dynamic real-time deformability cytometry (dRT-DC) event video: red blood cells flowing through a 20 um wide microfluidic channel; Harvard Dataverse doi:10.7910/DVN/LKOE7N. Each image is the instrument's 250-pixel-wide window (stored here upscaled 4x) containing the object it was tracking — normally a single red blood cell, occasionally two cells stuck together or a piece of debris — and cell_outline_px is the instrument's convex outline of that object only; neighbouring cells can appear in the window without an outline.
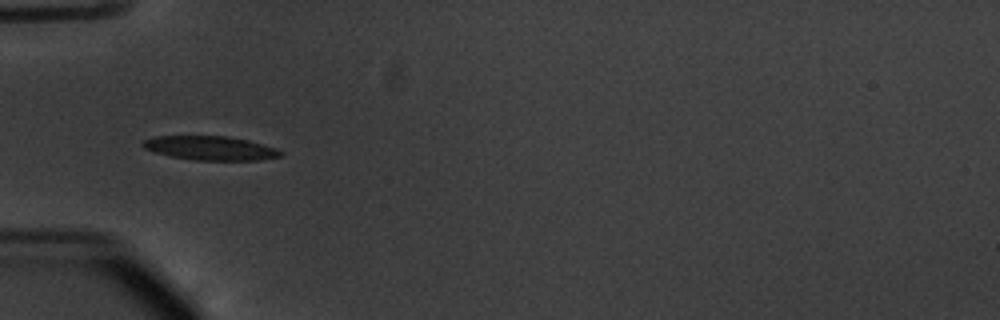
{"species": "common noctule bat (a hibernating species)", "species_latin": "Nyctalus noctula", "temperature_condition": "warm", "stored_images_in_passage": 38, "camera_frame_rate_fps": 3000, "um_per_image_px": 0.085, "animal": {"sex": "male", "body_mass_g": 20.1, "forearm_length_mm": 53.5}, "frame": {"image": 1, "passage_image": 2, "time_ms": 0.333, "image_size_px": [1000, 320], "cell_outline_px": [[284, 156], [260, 160], [196, 160], [168, 156], [144, 148], [140, 144], [144, 140], [156, 136], [228, 136], [248, 140], [264, 144], [276, 148], [284, 152]], "centroid_in_image_um": [17.93, 12.59], "position_along_channel_um": 67.1, "area_um2": 19.42}}
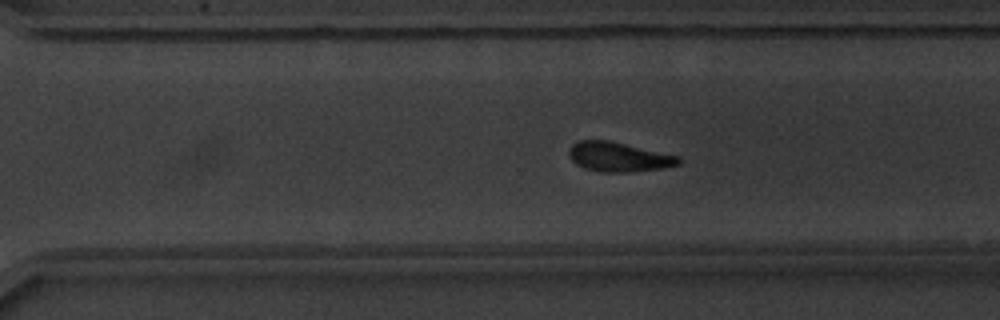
{"frame": {"image": 2, "passage_image": 22, "time_ms": 7.0, "image_size_px": [1000, 320], "cell_outline_px": [[684, 160], [680, 164], [664, 168], [632, 172], [600, 172], [584, 168], [576, 164], [568, 156], [568, 152], [572, 144], [576, 140], [608, 140], [680, 156]], "centroid_in_image_um": [52.6, 13.34], "position_along_channel_um": 318.0, "area_um2": 19.13}}
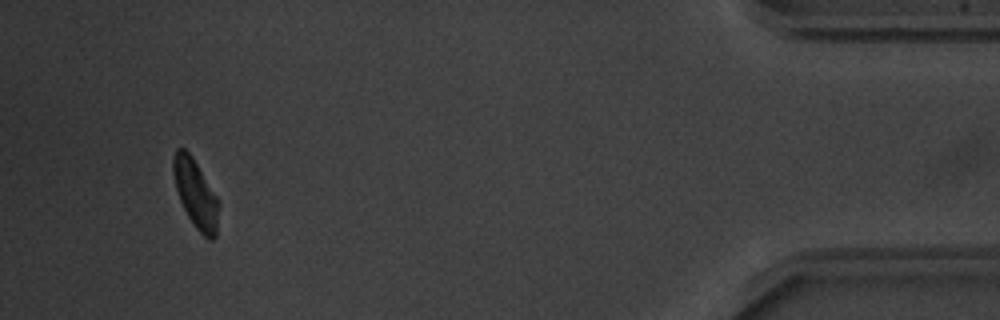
{"frame": {"image": 3, "passage_image": 35, "time_ms": 11.333, "image_size_px": [1000, 320], "cell_outline_px": [[220, 204], [216, 236], [212, 240], [208, 240], [196, 228], [188, 216], [180, 200], [176, 188], [172, 172], [172, 160], [176, 148], [184, 148], [192, 156], [220, 200]], "centroid_in_image_um": [16.65, 16.46], "position_along_channel_um": 418.6, "area_um2": 18.32}, "authors_computed_cell_mechanics": {"area_um2": 19.3341, "velocity_mm_per_s": 3.783, "shape_relaxation_time_tau1_ms": 2.1653, "shape_relaxation_time_tau2_ms": 5.4936, "deformation_change_tau1": 0.1303, "deformation_change_tau2": 0.1034}}